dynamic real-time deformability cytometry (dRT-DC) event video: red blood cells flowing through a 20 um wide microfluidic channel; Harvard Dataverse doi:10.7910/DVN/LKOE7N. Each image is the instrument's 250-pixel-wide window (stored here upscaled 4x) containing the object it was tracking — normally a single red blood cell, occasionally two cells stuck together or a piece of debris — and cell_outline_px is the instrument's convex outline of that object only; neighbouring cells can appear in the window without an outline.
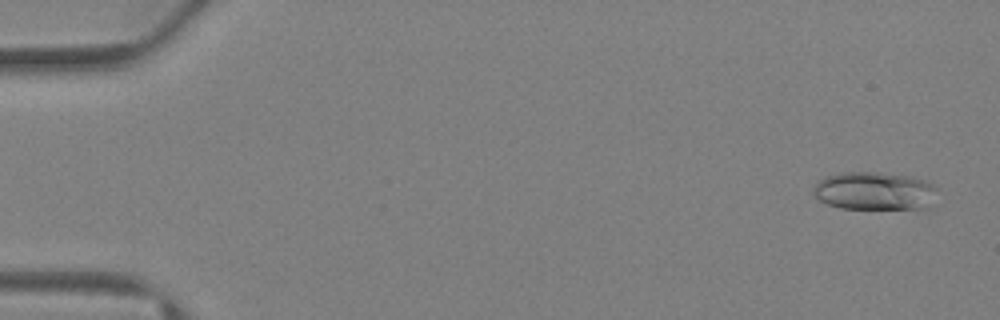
{"species": "Egyptian fruit bat (a non-hibernating species)", "species_latin": "Rousettus aegyptiacus", "temperature_condition": "warm", "stored_images_in_passage": 40, "camera_frame_rate_fps": 3000, "um_per_image_px": 0.085, "animal": {"sex": "female"}, "frame": {"image": 1, "passage_image": 2, "time_ms": 0.333, "image_size_px": [1000, 320], "cell_outline_px": [[936, 188], [928, 208], [840, 208], [828, 204], [812, 196], [812, 188], [820, 180], [828, 176], [840, 172], [880, 172], [908, 176], [928, 180]], "centroid_in_image_um": [74.29, 16.22], "position_along_channel_um": 10.7, "area_um2": 27.4}}
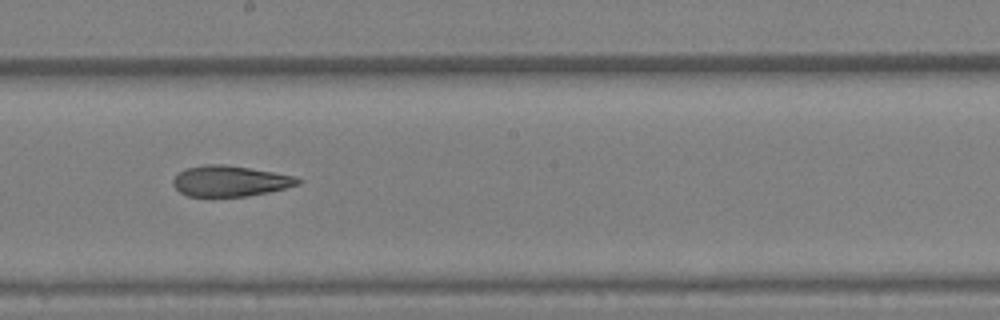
{"frame": {"image": 2, "passage_image": 23, "time_ms": 7.333, "image_size_px": [1000, 320], "cell_outline_px": [[304, 180], [300, 184], [268, 192], [248, 196], [188, 196], [180, 192], [172, 184], [172, 180], [180, 172], [188, 168], [204, 164], [224, 164], [296, 176]], "centroid_in_image_um": [19.57, 15.39], "position_along_channel_um": 228.6, "area_um2": 22.2}}
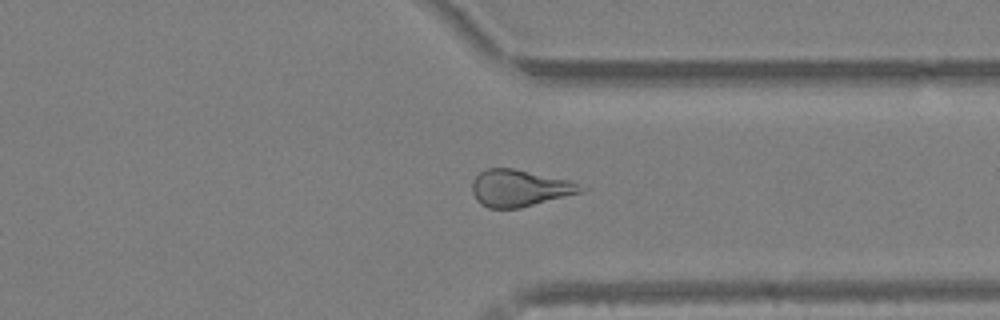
{"frame": {"image": 3, "passage_image": 31, "time_ms": 10.0, "image_size_px": [1000, 320], "cell_outline_px": [[588, 188], [580, 192], [520, 208], [488, 208], [480, 204], [476, 200], [472, 192], [472, 180], [480, 172], [488, 168], [512, 168], [572, 180]], "centroid_in_image_um": [44.15, 15.98], "position_along_channel_um": 367.2, "area_um2": 23.35}}